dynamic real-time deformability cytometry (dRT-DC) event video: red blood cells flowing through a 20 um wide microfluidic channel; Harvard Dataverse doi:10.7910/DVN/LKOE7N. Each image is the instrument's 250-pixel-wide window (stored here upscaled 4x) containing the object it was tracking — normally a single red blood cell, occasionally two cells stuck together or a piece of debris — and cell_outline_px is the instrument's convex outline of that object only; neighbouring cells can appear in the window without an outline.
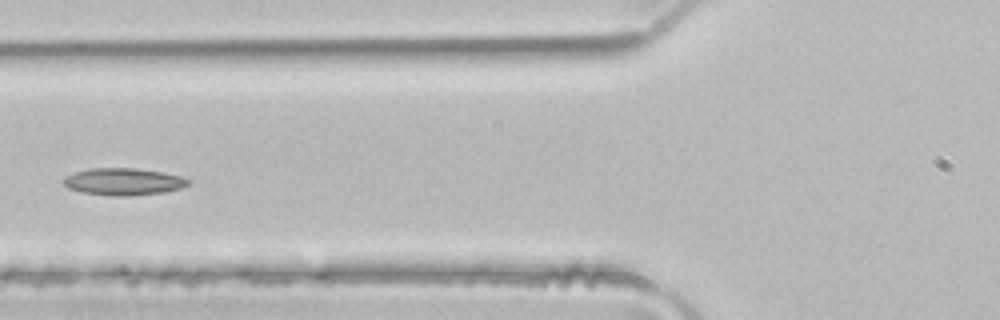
{"species": "common noctule bat (a hibernating species)", "species_latin": "Nyctalus noctula", "temperature_condition": "room temperature", "stored_images_in_passage": 4, "camera_frame_rate_fps": 3000, "um_per_image_px": 0.085, "animal": {"sex": "male", "body_mass_g": 21.5, "forearm_length_mm": 52.0}, "frame": {"image": 1, "passage_image": 4, "time_ms": 1.0, "image_size_px": [1000, 320], "cell_outline_px": [[192, 180], [188, 184], [180, 188], [164, 192], [128, 196], [112, 196], [84, 192], [68, 188], [64, 184], [64, 180], [68, 176], [76, 172], [92, 168], [136, 168], [160, 172], [180, 176]], "centroid_in_image_um": [10.53, 15.44], "position_along_channel_um": 115.3, "area_um2": 19.36}}